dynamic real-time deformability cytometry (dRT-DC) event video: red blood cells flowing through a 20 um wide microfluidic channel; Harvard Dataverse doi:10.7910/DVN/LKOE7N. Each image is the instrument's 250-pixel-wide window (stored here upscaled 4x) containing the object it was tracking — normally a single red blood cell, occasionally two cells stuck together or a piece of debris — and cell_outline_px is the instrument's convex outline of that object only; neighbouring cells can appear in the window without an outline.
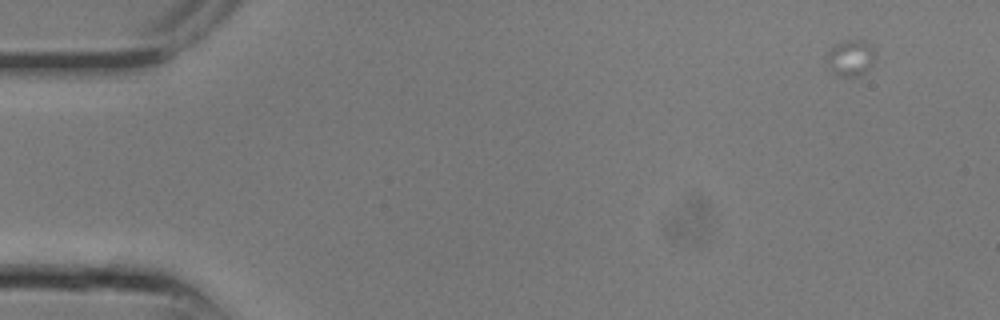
{"species": "common noctule bat (a hibernating species)", "species_latin": "Nyctalus noctula", "temperature_condition": "room temperature", "stored_images_in_passage": 6, "camera_frame_rate_fps": 3000, "um_per_image_px": 0.085, "animal": {"sex": "male", "body_mass_g": 13.3}, "frame": {"image": 1, "passage_image": 1, "time_ms": 0.0, "image_size_px": [1000, 320], "cell_outline_px": [[876, 56], [872, 64], [864, 72], [856, 76], [840, 76], [832, 72], [828, 68], [824, 56], [836, 44], [844, 40], [864, 40], [872, 44]], "centroid_in_image_um": [72.29, 4.9], "position_along_channel_um": 12.7, "area_um2": 10.4}}